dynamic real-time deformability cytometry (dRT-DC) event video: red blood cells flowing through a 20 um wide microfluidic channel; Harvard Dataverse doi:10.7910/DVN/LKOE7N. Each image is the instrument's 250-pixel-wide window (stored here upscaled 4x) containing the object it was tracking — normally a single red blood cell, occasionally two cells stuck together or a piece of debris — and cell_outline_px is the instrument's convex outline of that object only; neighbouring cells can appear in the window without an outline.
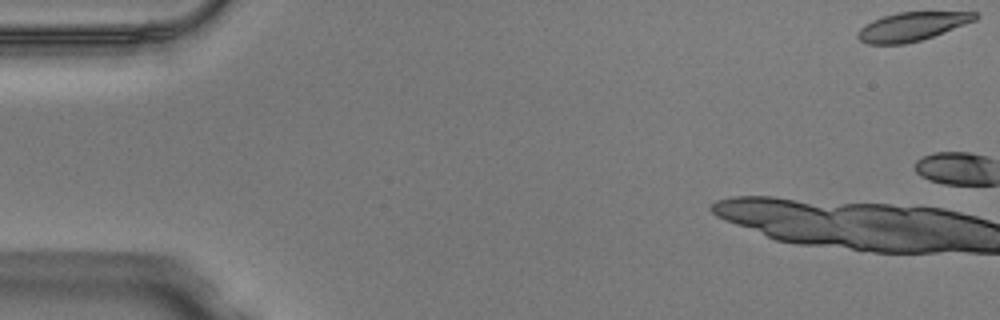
{"species": "Egyptian fruit bat (a non-hibernating species)", "species_latin": "Rousettus aegyptiacus", "temperature_condition": "warm", "stored_images_in_passage": 2, "camera_frame_rate_fps": 3000, "um_per_image_px": 0.085, "animal": {"sex": "male"}, "frame": {"image": 1, "passage_image": 1, "time_ms": 0.0, "image_size_px": [1000, 320], "cell_outline_px": [[980, 16], [976, 20], [932, 36], [920, 40], [904, 44], [868, 44], [860, 40], [856, 36], [856, 32], [864, 24], [872, 20], [884, 16], [900, 12], [976, 12]], "centroid_in_image_um": [77.48, 2.25], "position_along_channel_um": 7.5, "area_um2": 19.48}}